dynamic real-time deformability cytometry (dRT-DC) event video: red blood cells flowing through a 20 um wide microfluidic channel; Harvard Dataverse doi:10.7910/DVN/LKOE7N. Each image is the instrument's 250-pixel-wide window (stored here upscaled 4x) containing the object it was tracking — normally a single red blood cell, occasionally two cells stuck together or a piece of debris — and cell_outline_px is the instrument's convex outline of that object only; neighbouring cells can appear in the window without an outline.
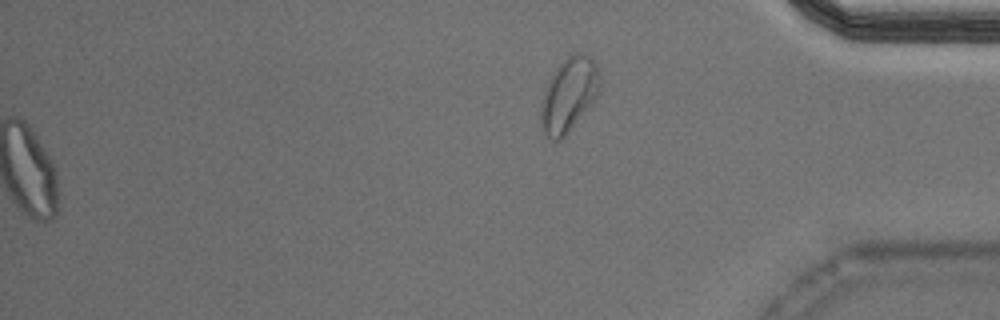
{"species": "Egyptian fruit bat (a non-hibernating species)", "species_latin": "Rousettus aegyptiacus", "temperature_condition": "cold", "stored_images_in_passage": 52, "segment_of_instrument_passage": [2, 2], "camera_frame_rate_fps": 3000, "um_per_image_px": 0.085, "animal": {"sex": "male"}, "frame": {"image": 1, "passage_image": 52, "time_ms": 17.0, "image_size_px": [1000, 320], "cell_outline_px": [[600, 92], [592, 104], [564, 136], [560, 140], [552, 140], [544, 132], [540, 116], [540, 108], [544, 88], [552, 72], [572, 52], [584, 52], [592, 56], [596, 64], [600, 76]], "centroid_in_image_um": [48.37, 7.99], "position_along_channel_um": 386.8, "area_um2": 25.66}}